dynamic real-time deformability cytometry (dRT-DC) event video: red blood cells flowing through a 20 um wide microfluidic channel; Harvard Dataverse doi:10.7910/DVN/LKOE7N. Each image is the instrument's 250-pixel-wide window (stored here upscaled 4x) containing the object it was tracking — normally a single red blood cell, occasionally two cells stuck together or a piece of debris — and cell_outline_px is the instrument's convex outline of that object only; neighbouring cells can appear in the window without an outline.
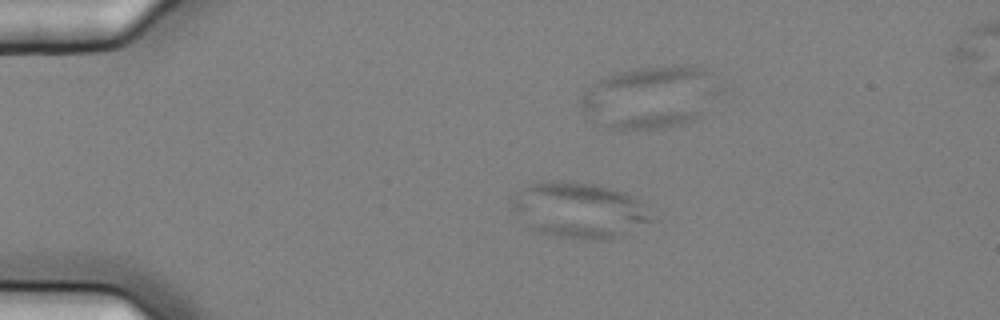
{"species": "common noctule bat (a hibernating species)", "species_latin": "Nyctalus noctula", "temperature_condition": "cold", "stored_images_in_passage": 10, "camera_frame_rate_fps": 3000, "um_per_image_px": 0.085, "animal": {"sex": "female", "body_mass_g": 25.1}, "frame": {"image": 1, "passage_image": 4, "time_ms": 1.0, "image_size_px": [1000, 320], "cell_outline_px": [[656, 220], [608, 240], [580, 240], [552, 236], [540, 232], [532, 228], [512, 208], [512, 200], [528, 184], [540, 180], [560, 180], [596, 184], [616, 188], [632, 196]], "centroid_in_image_um": [49.24, 17.86], "position_along_channel_um": 35.8, "area_um2": 45.08}}
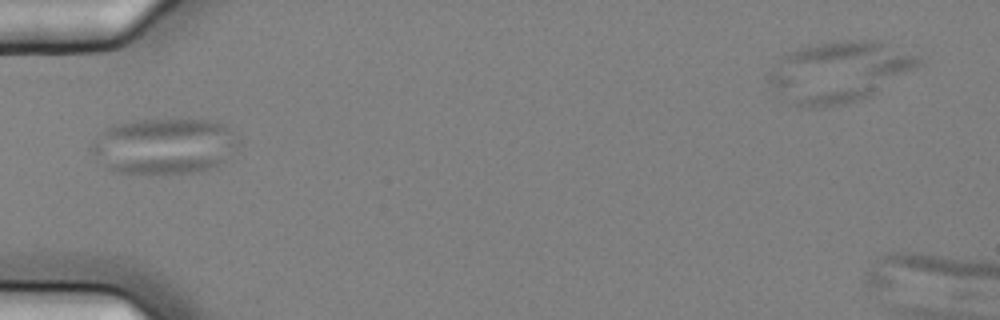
{"frame": {"image": 2, "passage_image": 6, "time_ms": 1.667, "image_size_px": [1000, 320], "cell_outline_px": [[236, 144], [232, 156], [216, 168], [200, 172], [116, 172], [108, 168], [92, 152], [92, 144], [104, 128], [108, 124], [132, 120], [220, 120], [228, 128]], "centroid_in_image_um": [13.96, 12.39], "position_along_channel_um": 71.0, "area_um2": 47.51}}
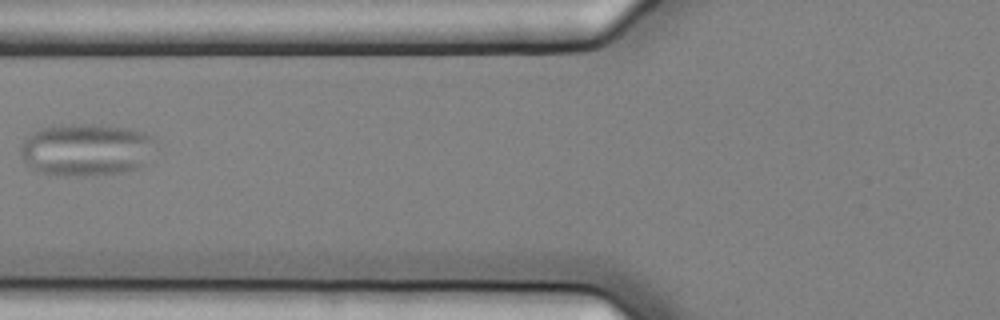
{"frame": {"image": 3, "passage_image": 7, "time_ms": 2.0, "image_size_px": [1000, 320], "cell_outline_px": [[152, 136], [144, 164], [140, 168], [120, 172], [84, 176], [56, 176], [40, 172], [32, 168], [24, 160], [20, 152], [20, 148], [24, 140], [32, 132], [40, 128], [56, 124], [108, 124], [132, 128], [144, 132]], "centroid_in_image_um": [7.25, 12.7], "position_along_channel_um": 118.5, "area_um2": 41.27}}